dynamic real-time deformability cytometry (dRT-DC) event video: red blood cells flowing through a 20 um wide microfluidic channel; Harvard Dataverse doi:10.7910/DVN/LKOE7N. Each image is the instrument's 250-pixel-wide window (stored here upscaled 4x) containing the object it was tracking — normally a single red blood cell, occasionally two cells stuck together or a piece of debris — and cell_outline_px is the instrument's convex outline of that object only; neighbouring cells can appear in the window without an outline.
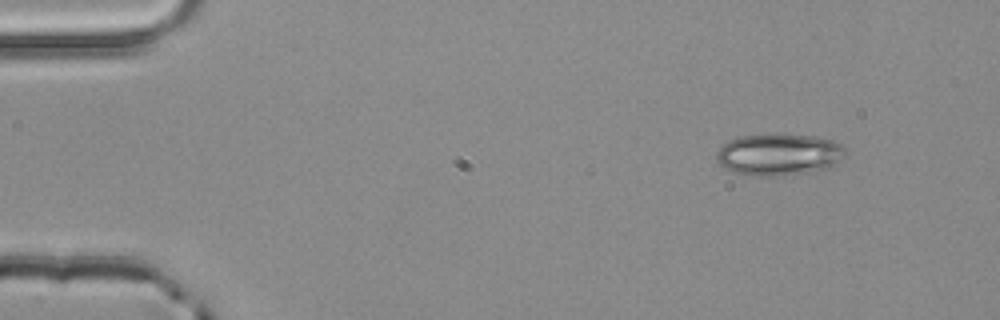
{"species": "common noctule bat (a hibernating species)", "species_latin": "Nyctalus noctula", "temperature_condition": "room temperature", "stored_images_in_passage": 3, "camera_frame_rate_fps": 3000, "um_per_image_px": 0.085, "animal": {"sex": "male", "body_mass_g": 20.4}, "frame": {"image": 1, "passage_image": 1, "time_ms": 0.0, "image_size_px": [1000, 320], "cell_outline_px": [[844, 152], [828, 168], [780, 176], [756, 176], [732, 172], [724, 168], [716, 160], [716, 152], [728, 140], [740, 136], [780, 132], [812, 136], [832, 140], [840, 144], [844, 148]], "centroid_in_image_um": [66.11, 13.1], "position_along_channel_um": 18.9, "area_um2": 31.44}}